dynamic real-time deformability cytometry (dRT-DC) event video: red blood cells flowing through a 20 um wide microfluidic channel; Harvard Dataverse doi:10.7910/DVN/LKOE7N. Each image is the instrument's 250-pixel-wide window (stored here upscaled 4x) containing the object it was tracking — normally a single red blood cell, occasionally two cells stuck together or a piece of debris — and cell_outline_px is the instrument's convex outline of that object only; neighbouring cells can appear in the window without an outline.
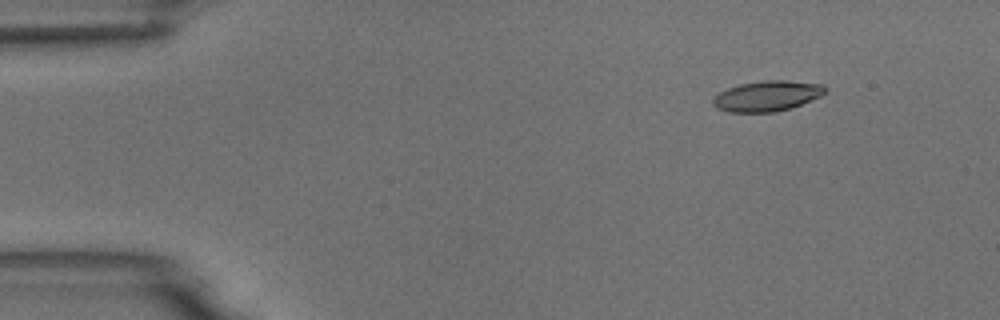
{"species": "common noctule bat (a hibernating species)", "species_latin": "Nyctalus noctula", "temperature_condition": "room temperature", "stored_images_in_passage": 5, "camera_frame_rate_fps": 3000, "um_per_image_px": 0.085, "animal": {"sex": "male", "body_mass_g": 18.8}, "frame": {"image": 1, "passage_image": 2, "time_ms": 1.0, "image_size_px": [1000, 320], "cell_outline_px": [[828, 92], [820, 96], [792, 108], [776, 112], [728, 112], [716, 108], [712, 104], [712, 100], [720, 92], [728, 88], [740, 84], [764, 80], [788, 80], [824, 84], [828, 88]], "centroid_in_image_um": [65.25, 8.15], "position_along_channel_um": 19.8, "area_um2": 20.11}}
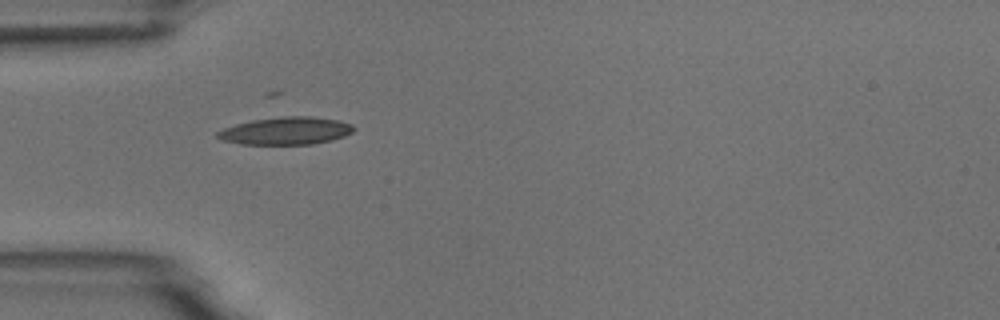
{"frame": {"image": 2, "passage_image": 4, "time_ms": 4.333, "image_size_px": [1000, 320], "cell_outline_px": [[356, 128], [352, 132], [344, 136], [332, 140], [312, 144], [240, 144], [220, 140], [216, 136], [216, 132], [224, 128], [236, 124], [252, 120], [280, 116], [312, 116], [336, 120], [352, 124]], "centroid_in_image_um": [24.29, 11.12], "position_along_channel_um": 60.7, "area_um2": 21.96}}